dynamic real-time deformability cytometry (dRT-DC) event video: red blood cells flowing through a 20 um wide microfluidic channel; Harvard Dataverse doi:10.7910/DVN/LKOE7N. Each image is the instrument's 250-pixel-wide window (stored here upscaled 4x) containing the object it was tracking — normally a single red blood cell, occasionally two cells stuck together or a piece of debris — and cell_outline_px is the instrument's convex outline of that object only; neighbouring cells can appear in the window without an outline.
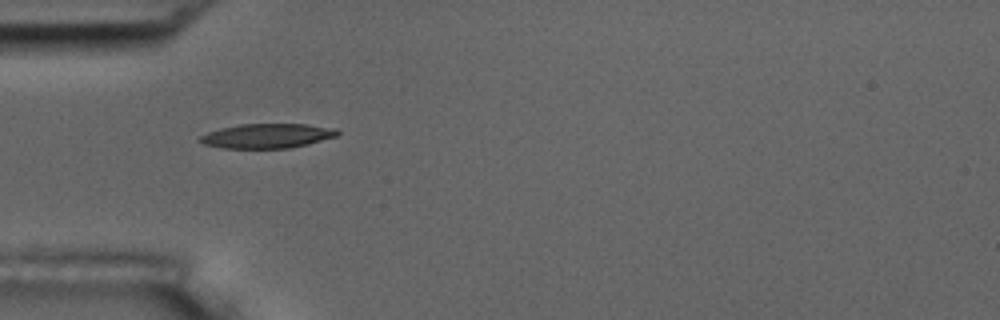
{"species": "common noctule bat (a hibernating species)", "species_latin": "Nyctalus noctula", "temperature_condition": "room temperature", "stored_images_in_passage": 39, "camera_frame_rate_fps": 3000, "um_per_image_px": 0.085, "animal": {"sex": "male", "body_mass_g": 17.5, "forearm_length_mm": 52.3}, "frame": {"image": 1, "passage_image": 1, "time_ms": 0.0, "image_size_px": [1000, 320], "cell_outline_px": [[340, 132], [336, 136], [308, 144], [288, 148], [220, 148], [204, 144], [196, 140], [200, 136], [208, 132], [220, 128], [240, 124], [304, 124], [336, 128]], "centroid_in_image_um": [22.67, 11.55], "position_along_channel_um": 62.3, "area_um2": 19.65}}
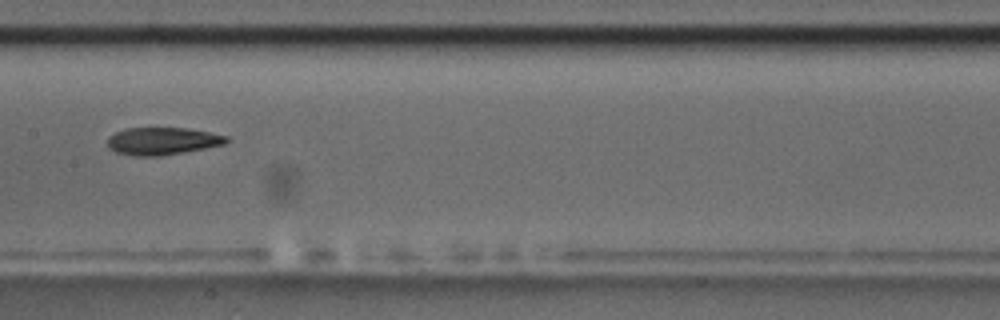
{"frame": {"image": 2, "passage_image": 12, "time_ms": 3.667, "image_size_px": [1000, 320], "cell_outline_px": [[228, 140], [224, 144], [184, 152], [160, 156], [132, 156], [116, 152], [108, 148], [108, 136], [124, 128], [188, 128], [228, 136]], "centroid_in_image_um": [13.76, 11.99], "position_along_channel_um": 193.6, "area_um2": 19.02}, "authors_computed_cell_mechanics": {"area_um2": 19.5942, "velocity_mm_per_s": 3.6333, "shape_relaxation_time_tau1_ms": 4.3205, "shape_relaxation_time_tau2_ms": 5.4111, "deformation_change_tau1": 0.1398, "deformation_change_tau2": 0.1536}}